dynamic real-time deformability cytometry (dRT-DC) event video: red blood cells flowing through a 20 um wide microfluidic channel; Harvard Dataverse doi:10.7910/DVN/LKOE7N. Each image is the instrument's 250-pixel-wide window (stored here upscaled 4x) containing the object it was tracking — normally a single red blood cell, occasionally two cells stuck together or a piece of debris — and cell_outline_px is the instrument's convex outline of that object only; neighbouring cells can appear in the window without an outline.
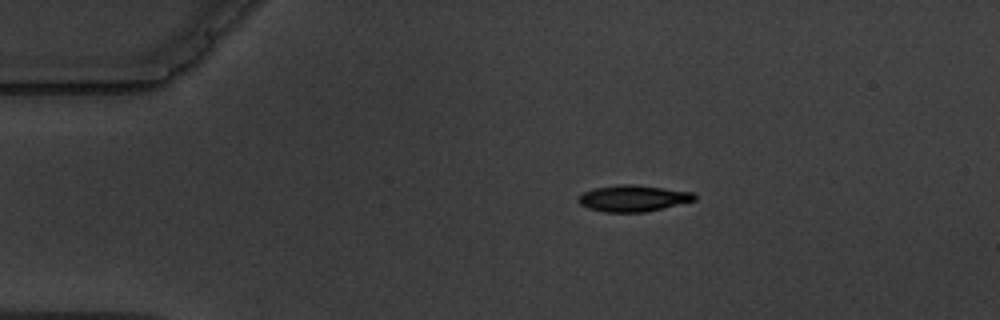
{"species": "common noctule bat (a hibernating species)", "species_latin": "Nyctalus noctula", "temperature_condition": "warm", "stored_images_in_passage": 2, "camera_frame_rate_fps": 3000, "um_per_image_px": 0.085, "animal": {"sex": "male", "body_mass_g": 19.5, "forearm_length_mm": 54.6}, "frame": {"image": 1, "passage_image": 1, "time_ms": 0.0, "image_size_px": [1000, 320], "cell_outline_px": [[696, 200], [644, 212], [604, 212], [588, 208], [580, 204], [576, 200], [584, 192], [596, 188], [620, 184], [636, 184], [692, 192], [696, 196]], "centroid_in_image_um": [53.8, 16.85], "position_along_channel_um": 31.2, "area_um2": 17.69}}